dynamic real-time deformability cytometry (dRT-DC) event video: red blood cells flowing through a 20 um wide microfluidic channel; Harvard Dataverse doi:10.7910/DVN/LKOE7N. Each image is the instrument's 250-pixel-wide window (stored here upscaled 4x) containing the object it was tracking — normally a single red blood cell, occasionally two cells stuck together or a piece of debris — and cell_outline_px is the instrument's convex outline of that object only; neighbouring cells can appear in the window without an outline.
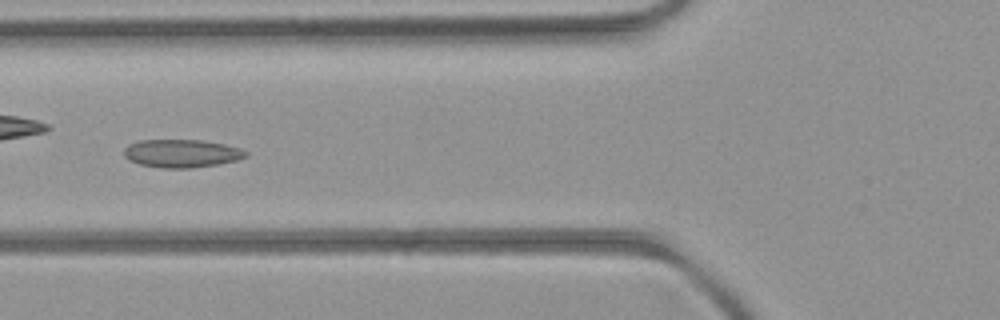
{"species": "common noctule bat (a hibernating species)", "species_latin": "Nyctalus noctula", "temperature_condition": "room temperature", "stored_images_in_passage": 46, "camera_frame_rate_fps": 3000, "um_per_image_px": 0.085, "animal": {"sex": "female", "body_mass_g": 21.9}, "frame": {"image": 1, "passage_image": 14, "time_ms": 4.333, "image_size_px": [1000, 320], "cell_outline_px": [[248, 156], [236, 160], [216, 164], [192, 168], [164, 168], [140, 164], [128, 160], [124, 156], [124, 148], [128, 144], [140, 140], [200, 140], [224, 144], [240, 148], [248, 152]], "centroid_in_image_um": [15.42, 13.03], "position_along_channel_um": 110.4, "area_um2": 19.88}}
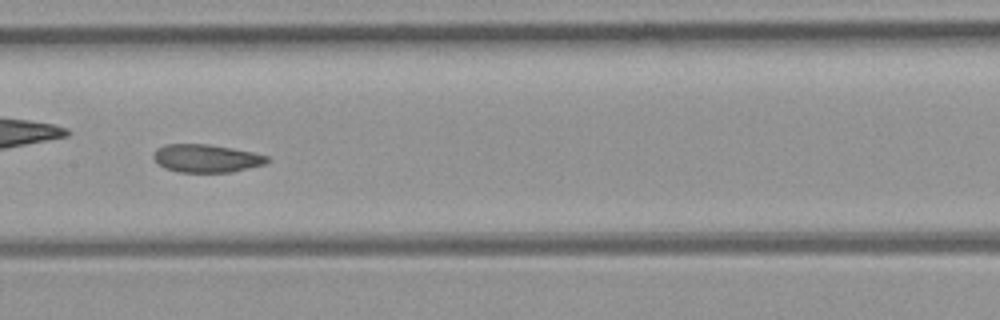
{"frame": {"image": 2, "passage_image": 20, "time_ms": 6.333, "image_size_px": [1000, 320], "cell_outline_px": [[268, 160], [264, 164], [232, 172], [180, 172], [164, 168], [156, 164], [152, 156], [156, 148], [164, 144], [208, 144], [232, 148], [252, 152], [268, 156]], "centroid_in_image_um": [17.47, 13.45], "position_along_channel_um": 189.9, "area_um2": 18.61}, "authors_computed_cell_mechanics": {"area_um2": 19.4786, "velocity_mm_per_s": 3.9476, "shape_relaxation_time_tau1_ms": null, "shape_relaxation_time_tau2_ms": 4.5256, "deformation_change_tau1": null, "deformation_change_tau2": 0.0817}}